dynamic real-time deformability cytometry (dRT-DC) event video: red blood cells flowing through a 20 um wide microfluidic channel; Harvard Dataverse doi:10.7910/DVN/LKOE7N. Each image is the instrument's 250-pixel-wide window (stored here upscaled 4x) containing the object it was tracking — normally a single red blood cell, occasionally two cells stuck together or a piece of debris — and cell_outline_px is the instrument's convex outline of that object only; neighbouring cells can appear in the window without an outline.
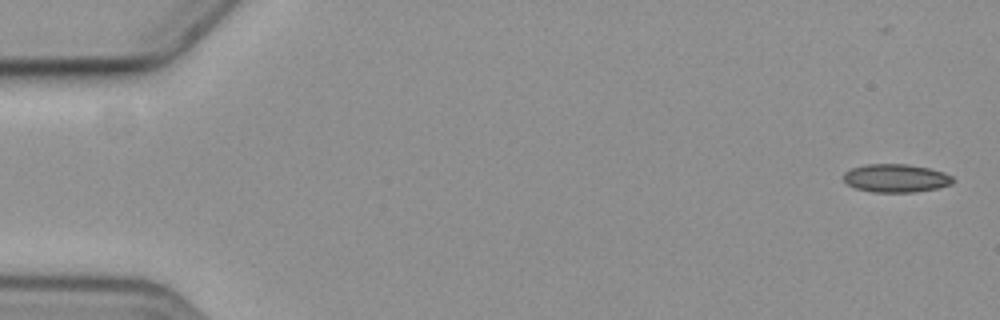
{"species": "common noctule bat (a hibernating species)", "species_latin": "Nyctalus noctula", "temperature_condition": "cold", "stored_images_in_passage": 4, "camera_frame_rate_fps": 3000, "um_per_image_px": 0.085, "animal": {"sex": "female", "body_mass_g": 19.3, "forearm_length_mm": 54.1}, "frame": {"image": 1, "passage_image": 1, "time_ms": 0.0, "image_size_px": [1000, 320], "cell_outline_px": [[956, 180], [952, 184], [936, 188], [912, 192], [872, 192], [856, 188], [848, 184], [844, 180], [844, 172], [852, 168], [864, 164], [908, 164], [928, 168], [944, 172], [952, 176]], "centroid_in_image_um": [76.17, 15.14], "position_along_channel_um": 8.8, "area_um2": 17.98}}